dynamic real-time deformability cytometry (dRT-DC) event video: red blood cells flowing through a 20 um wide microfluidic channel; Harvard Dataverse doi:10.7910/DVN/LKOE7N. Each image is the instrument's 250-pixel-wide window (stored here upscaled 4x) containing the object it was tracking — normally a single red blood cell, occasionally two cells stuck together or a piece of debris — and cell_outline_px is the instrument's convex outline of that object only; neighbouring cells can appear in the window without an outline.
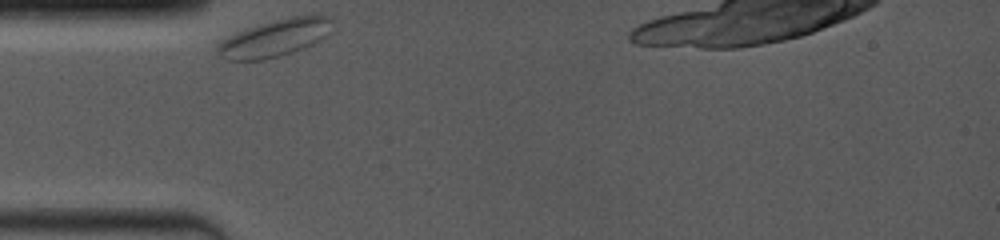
{"species": "common noctule bat (a hibernating species)", "species_latin": "Nyctalus noctula", "temperature_condition": "room temperature", "stored_images_in_passage": 12, "camera_frame_rate_fps": 4000, "um_per_image_px": 0.085, "animal": {"sex": "female", "body_mass_g": 19.0, "forearm_length_mm": 53.3}, "frame": {"image": 1, "passage_image": 1, "time_ms": 0.0, "image_size_px": [1000, 240], "cell_outline_px": [[328, 20], [324, 36], [312, 44], [292, 52], [280, 56], [264, 60], [228, 60], [220, 56], [216, 52], [216, 48], [220, 40], [248, 28], [288, 16], [328, 16]], "centroid_in_image_um": [23.22, 3.27], "position_along_channel_um": 61.8, "area_um2": 23.99}}
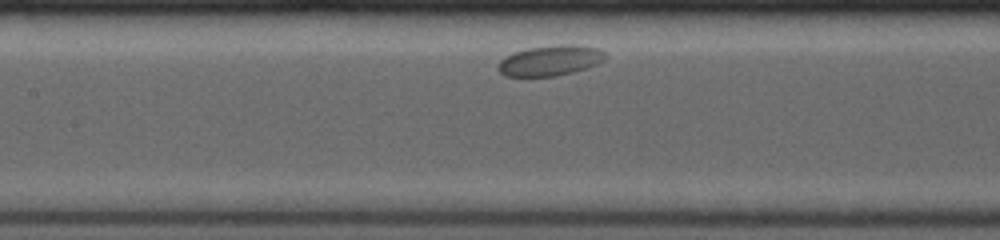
{"frame": {"image": 2, "passage_image": 7, "time_ms": 3.0, "image_size_px": [1000, 240], "cell_outline_px": [[608, 56], [604, 60], [596, 64], [572, 72], [556, 76], [504, 76], [496, 68], [496, 64], [504, 56], [512, 52], [528, 48], [556, 44], [576, 44], [600, 48]], "centroid_in_image_um": [46.74, 5.12], "position_along_channel_um": 160.7, "area_um2": 19.31}}
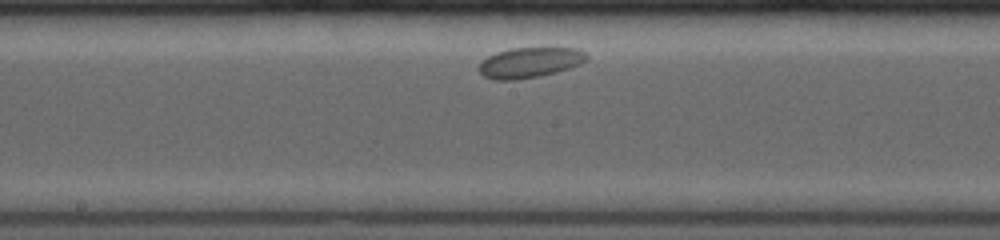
{"frame": {"image": 3, "passage_image": 10, "time_ms": 4.25, "image_size_px": [1000, 240], "cell_outline_px": [[588, 60], [580, 64], [556, 72], [540, 76], [512, 80], [492, 80], [484, 76], [476, 68], [488, 56], [496, 52], [512, 48], [576, 48], [584, 52], [588, 56]], "centroid_in_image_um": [45.02, 5.32], "position_along_channel_um": 203.2, "area_um2": 19.02}}